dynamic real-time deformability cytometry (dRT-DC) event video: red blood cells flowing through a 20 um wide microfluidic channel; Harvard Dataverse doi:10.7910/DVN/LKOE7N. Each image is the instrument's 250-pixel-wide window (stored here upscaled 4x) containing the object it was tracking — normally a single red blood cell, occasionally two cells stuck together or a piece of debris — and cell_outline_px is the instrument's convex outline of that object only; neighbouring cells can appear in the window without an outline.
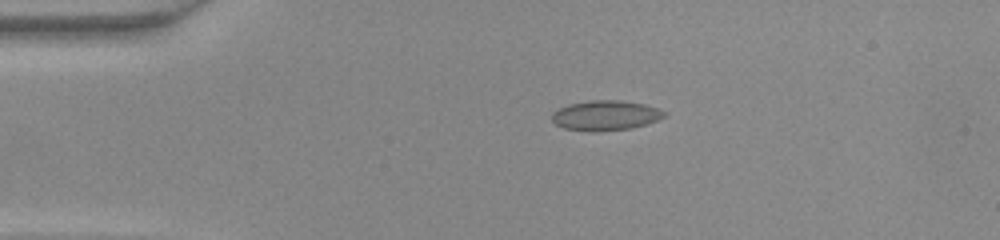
{"species": "common noctule bat (a hibernating species)", "species_latin": "Nyctalus noctula", "temperature_condition": "warm", "stored_images_in_passage": 48, "camera_frame_rate_fps": 3000, "um_per_image_px": 0.085, "animal": {"sex": "female", "body_mass_g": 22.0, "forearm_length_mm": 56.7}, "frame": {"image": 1, "passage_image": 10, "time_ms": 3.0, "image_size_px": [1000, 240], "cell_outline_px": [[664, 116], [656, 120], [632, 128], [592, 132], [564, 128], [556, 124], [552, 120], [552, 112], [568, 104], [592, 100], [620, 100], [644, 104], [656, 108], [664, 112]], "centroid_in_image_um": [51.42, 9.81], "position_along_channel_um": 33.6, "area_um2": 19.36}}
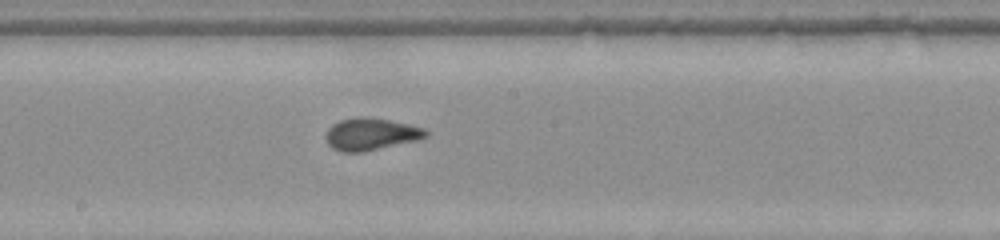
{"frame": {"image": 2, "passage_image": 26, "time_ms": 8.333, "image_size_px": [1000, 240], "cell_outline_px": [[428, 136], [420, 140], [364, 152], [340, 152], [332, 148], [328, 144], [324, 136], [328, 128], [332, 124], [340, 120], [352, 116], [372, 116], [408, 124], [424, 128], [428, 132]], "centroid_in_image_um": [31.51, 11.39], "position_along_channel_um": 216.7, "area_um2": 19.31}}
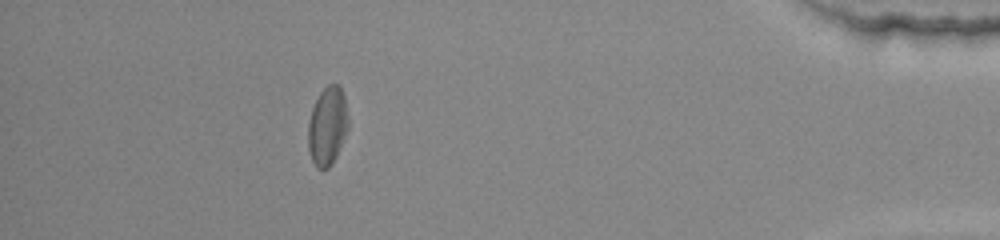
{"frame": {"image": 3, "passage_image": 43, "time_ms": 14.0, "image_size_px": [1000, 240], "cell_outline_px": [[348, 128], [336, 156], [332, 164], [328, 168], [316, 168], [312, 160], [308, 148], [308, 120], [312, 108], [320, 92], [328, 84], [340, 84], [344, 96], [348, 120]], "centroid_in_image_um": [27.82, 10.7], "position_along_channel_um": 407.4, "area_um2": 18.32}}